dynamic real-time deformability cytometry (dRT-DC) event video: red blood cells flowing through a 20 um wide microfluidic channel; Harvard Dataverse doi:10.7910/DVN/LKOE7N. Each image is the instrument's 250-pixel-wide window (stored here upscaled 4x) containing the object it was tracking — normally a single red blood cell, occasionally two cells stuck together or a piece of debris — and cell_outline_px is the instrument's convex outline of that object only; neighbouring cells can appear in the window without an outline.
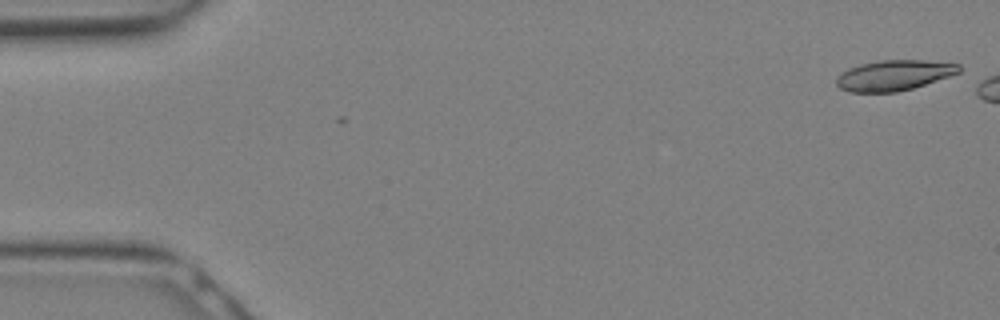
{"species": "Egyptian fruit bat (a non-hibernating species)", "species_latin": "Rousettus aegyptiacus", "temperature_condition": "warm", "stored_images_in_passage": 5, "camera_frame_rate_fps": 3000, "um_per_image_px": 0.085, "animal": {"sex": "female"}, "frame": {"image": 1, "passage_image": 1, "time_ms": 0.0, "image_size_px": [1000, 320], "cell_outline_px": [[960, 72], [912, 88], [896, 92], [848, 92], [840, 88], [836, 84], [836, 76], [840, 72], [848, 68], [860, 64], [880, 60], [924, 60], [960, 64]], "centroid_in_image_um": [75.92, 6.39], "position_along_channel_um": 9.1, "area_um2": 21.68}}